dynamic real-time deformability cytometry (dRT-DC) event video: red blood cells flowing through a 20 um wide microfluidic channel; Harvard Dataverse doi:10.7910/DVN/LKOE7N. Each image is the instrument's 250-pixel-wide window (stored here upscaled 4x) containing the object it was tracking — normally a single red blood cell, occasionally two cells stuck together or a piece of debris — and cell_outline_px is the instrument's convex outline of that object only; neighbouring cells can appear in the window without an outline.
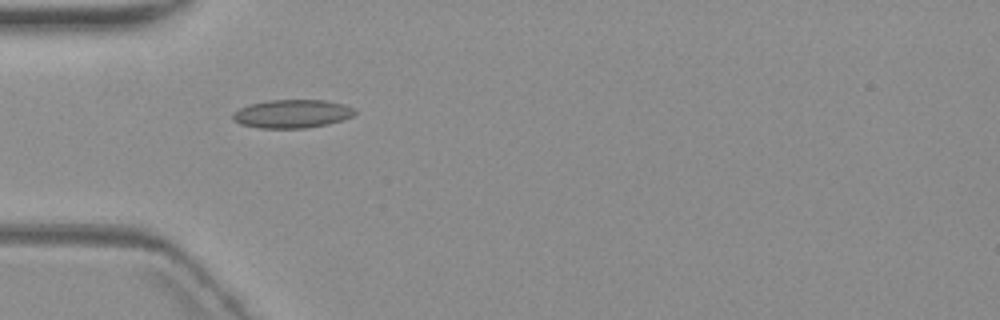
{"species": "common noctule bat (a hibernating species)", "species_latin": "Nyctalus noctula", "temperature_condition": "warm", "stored_images_in_passage": 3, "camera_frame_rate_fps": 3000, "um_per_image_px": 0.085, "animal": {"sex": "female", "body_mass_g": 19.3, "forearm_length_mm": 54.1}, "frame": {"image": 1, "passage_image": 1, "time_ms": 0.0, "image_size_px": [1000, 320], "cell_outline_px": [[356, 112], [352, 116], [328, 124], [308, 128], [260, 128], [240, 124], [232, 116], [240, 108], [248, 104], [268, 100], [324, 100], [344, 104], [356, 108]], "centroid_in_image_um": [24.86, 9.67], "position_along_channel_um": 60.1, "area_um2": 20.11}}
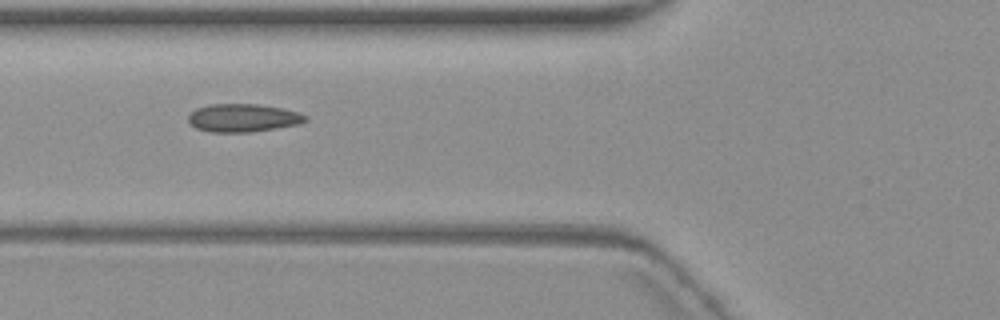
{"frame": {"image": 2, "passage_image": 2, "time_ms": 1.333, "image_size_px": [1000, 320], "cell_outline_px": [[308, 120], [300, 124], [252, 132], [208, 132], [196, 128], [188, 124], [188, 116], [196, 108], [208, 104], [260, 104], [280, 108], [296, 112], [308, 116]], "centroid_in_image_um": [20.63, 10.02], "position_along_channel_um": 105.2, "area_um2": 19.31}}
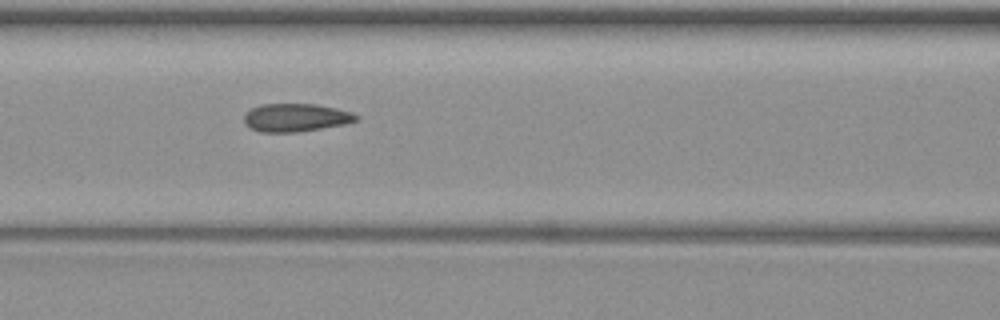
{"frame": {"image": 3, "passage_image": 3, "time_ms": 2.333, "image_size_px": [1000, 320], "cell_outline_px": [[360, 120], [344, 124], [296, 132], [260, 132], [244, 124], [244, 112], [260, 104], [316, 104], [336, 108], [352, 112], [360, 116]], "centroid_in_image_um": [25.14, 9.99], "position_along_channel_um": 141.5, "area_um2": 18.44}}